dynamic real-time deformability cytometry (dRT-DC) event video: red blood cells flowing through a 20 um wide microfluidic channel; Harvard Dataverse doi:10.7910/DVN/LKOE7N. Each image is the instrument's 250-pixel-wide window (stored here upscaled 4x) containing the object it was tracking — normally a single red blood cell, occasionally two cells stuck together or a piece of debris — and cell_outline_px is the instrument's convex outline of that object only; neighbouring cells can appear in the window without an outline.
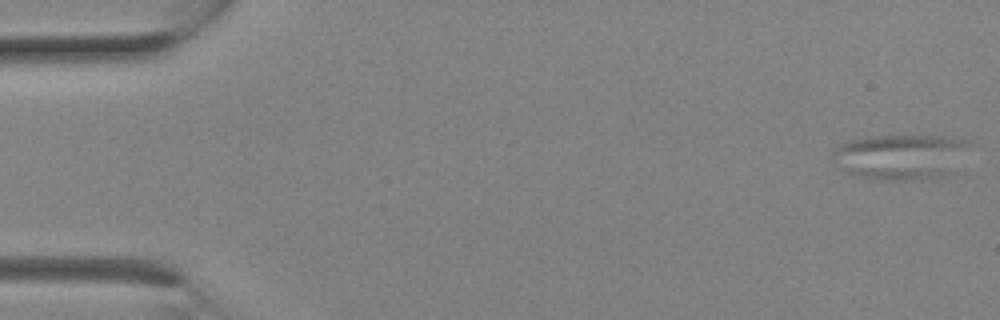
{"species": "Egyptian fruit bat (a non-hibernating species)", "species_latin": "Rousettus aegyptiacus", "temperature_condition": "room temperature", "stored_images_in_passage": 10, "camera_frame_rate_fps": 3000, "um_per_image_px": 0.085, "animal": {"sex": "female"}, "frame": {"image": 1, "passage_image": 1, "time_ms": 0.0, "image_size_px": [1000, 320], "cell_outline_px": [[976, 144], [956, 172], [940, 176], [912, 180], [872, 180], [852, 176], [832, 160], [832, 152], [840, 144], [848, 140], [868, 136], [952, 136], [968, 140]], "centroid_in_image_um": [76.67, 13.32], "position_along_channel_um": 8.3, "area_um2": 37.57}}
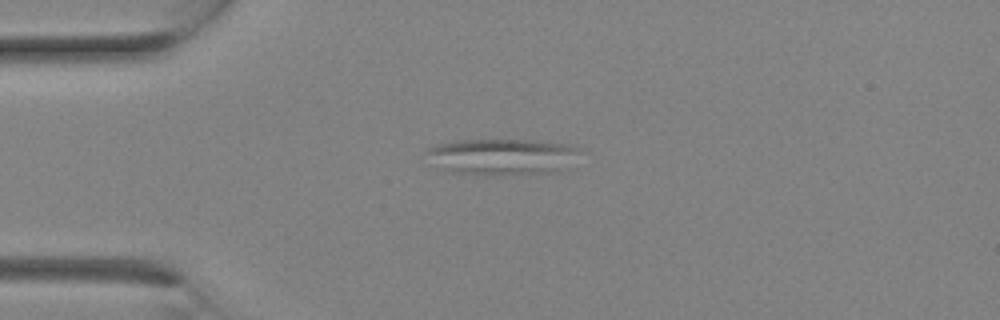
{"frame": {"image": 2, "passage_image": 7, "time_ms": 2.0, "image_size_px": [1000, 320], "cell_outline_px": [[580, 148], [560, 172], [500, 176], [488, 176], [452, 172], [440, 168], [424, 152], [428, 148], [440, 144], [456, 140], [524, 140], [568, 144]], "centroid_in_image_um": [42.63, 13.34], "position_along_channel_um": 42.4, "area_um2": 32.31}}
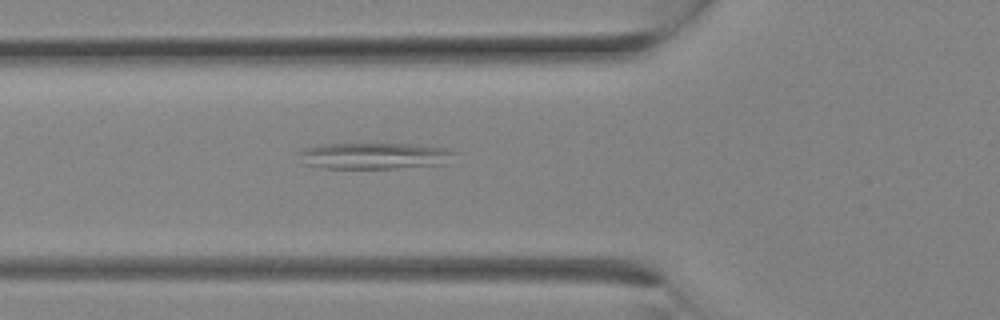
{"frame": {"image": 3, "passage_image": 10, "time_ms": 3.0, "image_size_px": [1000, 320], "cell_outline_px": [[456, 152], [448, 164], [392, 168], [320, 168], [304, 164], [300, 152], [304, 148], [320, 144], [412, 144], [448, 148]], "centroid_in_image_um": [31.87, 13.25], "position_along_channel_um": 93.9, "area_um2": 23.87}}